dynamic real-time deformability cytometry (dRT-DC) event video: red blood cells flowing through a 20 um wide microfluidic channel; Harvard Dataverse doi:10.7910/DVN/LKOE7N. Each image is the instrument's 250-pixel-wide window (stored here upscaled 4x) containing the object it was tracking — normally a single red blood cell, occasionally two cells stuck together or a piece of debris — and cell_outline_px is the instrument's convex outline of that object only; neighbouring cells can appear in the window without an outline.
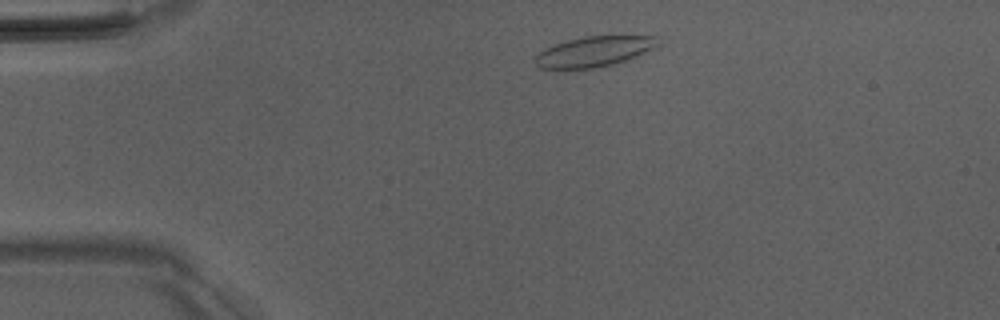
{"species": "Egyptian fruit bat (a non-hibernating species)", "species_latin": "Rousettus aegyptiacus", "temperature_condition": "room temperature", "stored_images_in_passage": 3, "camera_frame_rate_fps": 3000, "um_per_image_px": 0.085, "animal": {"sex": "male"}, "frame": {"image": 1, "passage_image": 2, "time_ms": 1.0, "image_size_px": [1000, 320], "cell_outline_px": [[660, 44], [644, 52], [624, 60], [612, 64], [592, 68], [540, 68], [532, 60], [544, 48], [568, 40], [584, 36], [624, 32], [660, 36]], "centroid_in_image_um": [50.61, 4.29], "position_along_channel_um": 34.4, "area_um2": 22.43}}